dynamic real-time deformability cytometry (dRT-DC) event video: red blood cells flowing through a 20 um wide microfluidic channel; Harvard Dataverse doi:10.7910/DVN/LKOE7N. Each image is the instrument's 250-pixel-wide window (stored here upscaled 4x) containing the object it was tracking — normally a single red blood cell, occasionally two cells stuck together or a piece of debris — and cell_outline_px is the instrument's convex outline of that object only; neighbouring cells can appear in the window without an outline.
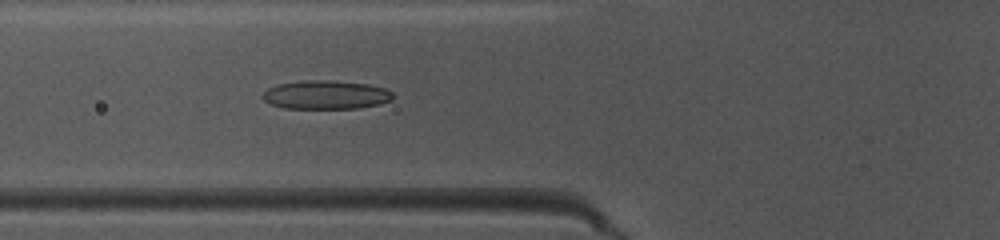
{"species": "common noctule bat (a hibernating species)", "species_latin": "Nyctalus noctula", "temperature_condition": "warm", "stored_images_in_passage": 50, "camera_frame_rate_fps": 3000, "um_per_image_px": 0.085, "animal": {"sex": "female", "body_mass_g": 10.0, "forearm_length_mm": 53.1}, "frame": {"image": 1, "passage_image": 19, "time_ms": 6.0, "image_size_px": [1000, 240], "cell_outline_px": [[392, 100], [380, 104], [356, 108], [284, 108], [272, 104], [264, 100], [264, 92], [268, 88], [276, 84], [308, 80], [328, 80], [368, 84], [384, 88], [392, 92]], "centroid_in_image_um": [27.71, 8.05], "position_along_channel_um": 98.1, "area_um2": 21.56}}
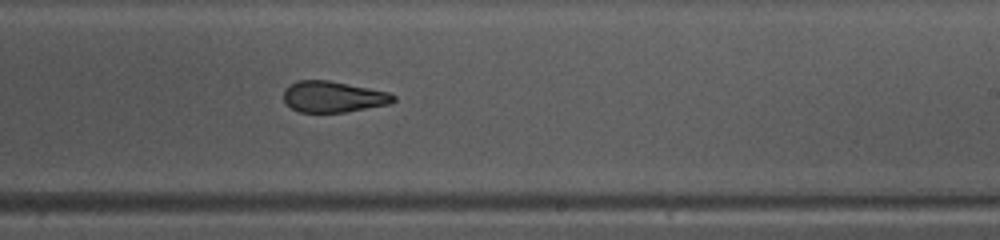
{"frame": {"image": 2, "passage_image": 31, "time_ms": 10.0, "image_size_px": [1000, 240], "cell_outline_px": [[396, 100], [388, 104], [344, 112], [300, 112], [292, 108], [284, 100], [284, 92], [292, 84], [300, 80], [328, 80], [388, 92], [396, 96]], "centroid_in_image_um": [28.34, 8.23], "position_along_channel_um": 260.7, "area_um2": 19.48}}
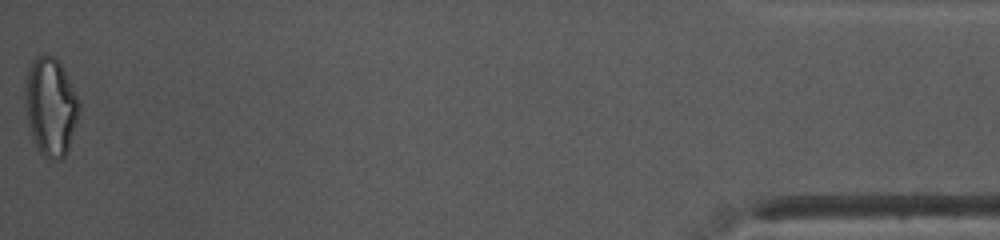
{"frame": {"image": 3, "passage_image": 50, "time_ms": 16.333, "image_size_px": [1000, 240], "cell_outline_px": [[80, 112], [68, 152], [60, 160], [44, 156], [40, 152], [32, 136], [28, 124], [24, 100], [24, 88], [28, 68], [32, 60], [36, 56], [56, 56], [80, 100]], "centroid_in_image_um": [4.31, 9.05], "position_along_channel_um": 430.9, "area_um2": 31.1}, "authors_computed_cell_mechanics": {"area_um2": 21.5305, "velocity_mm_per_s": 4.048, "shape_relaxation_time_tau1_ms": 5.8408, "shape_relaxation_time_tau2_ms": 1.9058, "deformation_change_tau1": 0.2091, "deformation_change_tau2": 0.0977}}